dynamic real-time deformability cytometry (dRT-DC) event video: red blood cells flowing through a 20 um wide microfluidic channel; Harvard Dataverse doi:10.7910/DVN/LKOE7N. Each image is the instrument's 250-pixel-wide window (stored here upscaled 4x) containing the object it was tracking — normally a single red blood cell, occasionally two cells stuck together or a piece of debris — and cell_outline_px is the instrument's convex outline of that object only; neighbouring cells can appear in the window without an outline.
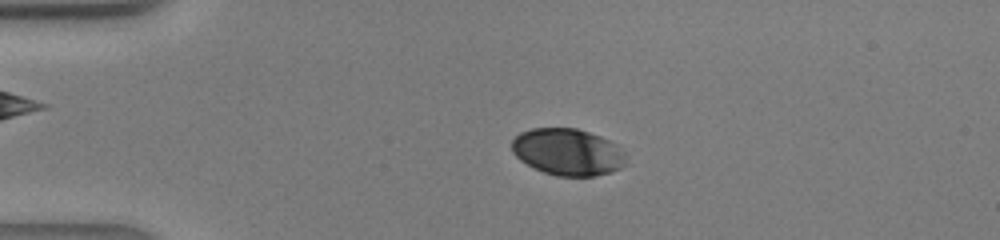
{"species": "human", "species_latin": "Homo sapiens", "temperature_condition": "warm", "stored_images_in_passage": 42, "camera_frame_rate_fps": 3000, "um_per_image_px": 0.085, "donor": {"sex": "male"}, "frame": {"image": 1, "passage_image": 10, "time_ms": 3.0, "image_size_px": [1000, 240], "cell_outline_px": [[624, 164], [620, 168], [612, 172], [596, 176], [556, 176], [544, 172], [520, 160], [512, 152], [512, 140], [520, 132], [532, 128], [576, 128], [600, 136], [616, 144], [624, 152]], "centroid_in_image_um": [48.25, 12.92], "position_along_channel_um": 36.8, "area_um2": 31.04}}
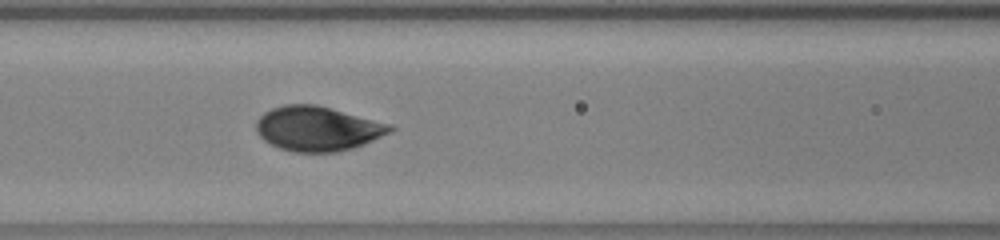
{"frame": {"image": 2, "passage_image": 19, "time_ms": 6.0, "image_size_px": [1000, 240], "cell_outline_px": [[396, 128], [392, 132], [364, 144], [352, 148], [336, 152], [292, 152], [280, 148], [264, 140], [256, 132], [256, 120], [264, 112], [272, 108], [284, 104], [316, 104], [392, 124]], "centroid_in_image_um": [27.01, 10.93], "position_along_channel_um": 139.6, "area_um2": 34.97}}
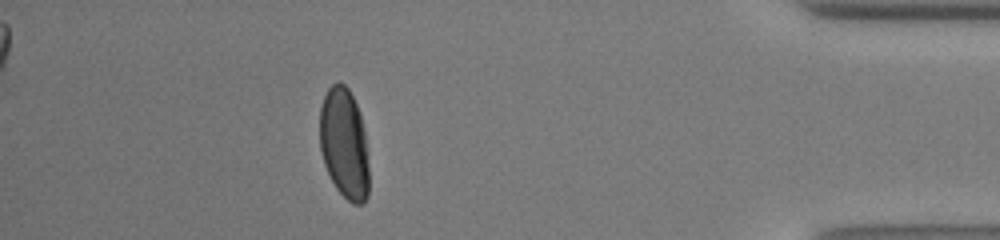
{"frame": {"image": 3, "passage_image": 38, "time_ms": 12.333, "image_size_px": [1000, 240], "cell_outline_px": [[368, 196], [364, 204], [352, 204], [336, 188], [324, 164], [320, 148], [320, 108], [324, 96], [328, 88], [336, 80], [344, 84], [348, 88], [360, 112], [364, 132], [368, 164]], "centroid_in_image_um": [29.25, 12.2], "position_along_channel_um": 405.9, "area_um2": 31.73}}